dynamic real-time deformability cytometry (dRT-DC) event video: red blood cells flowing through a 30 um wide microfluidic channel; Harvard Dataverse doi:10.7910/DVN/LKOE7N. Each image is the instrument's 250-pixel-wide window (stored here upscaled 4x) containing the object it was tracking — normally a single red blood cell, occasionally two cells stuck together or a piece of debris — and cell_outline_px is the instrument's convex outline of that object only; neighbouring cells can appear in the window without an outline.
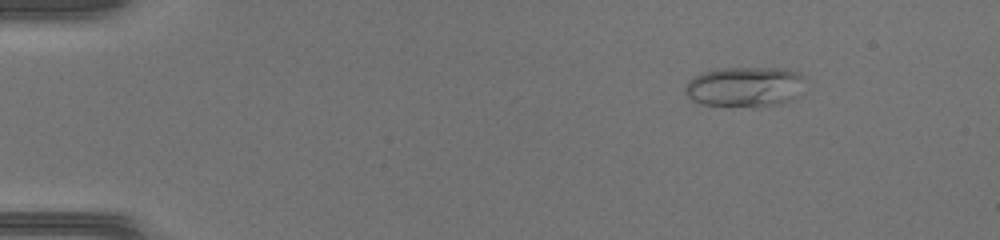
{"species": "common noctule bat (a hibernating species)", "species_latin": "Nyctalus noctula", "temperature_condition": "warm", "stored_images_in_passage": 41, "camera_frame_rate_fps": 3000, "um_per_image_px": 0.085, "animal": {"sex": "female", "body_mass_g": 17.0, "forearm_length_mm": 48.0}, "frame": {"image": 1, "passage_image": 1, "time_ms": 0.0, "image_size_px": [1000, 240], "cell_outline_px": [[804, 76], [792, 96], [788, 100], [776, 104], [704, 104], [692, 100], [684, 92], [684, 88], [688, 80], [704, 72], [724, 68], [780, 68], [796, 72]], "centroid_in_image_um": [63.19, 7.32], "position_along_channel_um": 21.8, "area_um2": 26.41}}
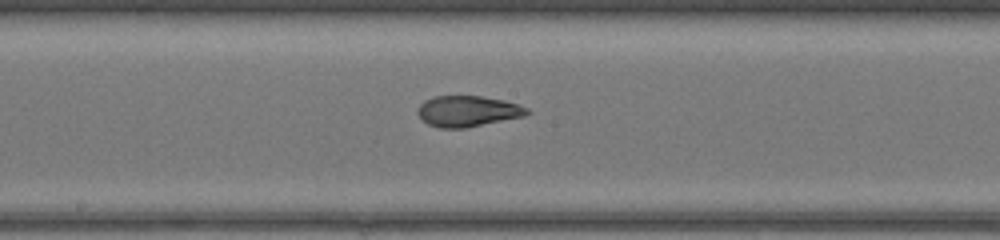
{"frame": {"image": 2, "passage_image": 20, "time_ms": 6.333, "image_size_px": [1000, 240], "cell_outline_px": [[532, 112], [524, 116], [468, 128], [440, 128], [428, 124], [420, 120], [416, 112], [416, 108], [424, 100], [432, 96], [480, 96], [504, 100], [528, 108]], "centroid_in_image_um": [39.71, 9.46], "position_along_channel_um": 208.5, "area_um2": 20.0}}
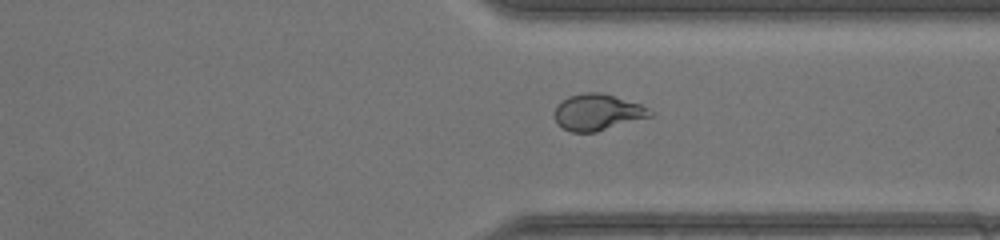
{"frame": {"image": 3, "passage_image": 30, "time_ms": 9.667, "image_size_px": [1000, 240], "cell_outline_px": [[656, 112], [652, 116], [596, 132], [572, 132], [556, 124], [552, 112], [556, 104], [560, 100], [568, 96], [584, 92], [600, 92], [640, 104]], "centroid_in_image_um": [50.74, 9.53], "position_along_channel_um": 360.7, "area_um2": 20.52}}